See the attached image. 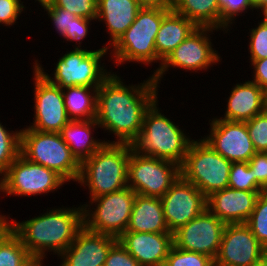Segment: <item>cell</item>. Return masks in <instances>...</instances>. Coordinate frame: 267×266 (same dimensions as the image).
<instances>
[{
	"label": "cell",
	"instance_id": "1",
	"mask_svg": "<svg viewBox=\"0 0 267 266\" xmlns=\"http://www.w3.org/2000/svg\"><path fill=\"white\" fill-rule=\"evenodd\" d=\"M120 77L113 72L98 87L95 120L104 132L115 135L110 143L131 144L141 131L146 110L158 98L160 86L152 75L136 85H126Z\"/></svg>",
	"mask_w": 267,
	"mask_h": 266
},
{
	"label": "cell",
	"instance_id": "2",
	"mask_svg": "<svg viewBox=\"0 0 267 266\" xmlns=\"http://www.w3.org/2000/svg\"><path fill=\"white\" fill-rule=\"evenodd\" d=\"M73 206L48 208L45 213L22 222L9 220L10 216L7 215L6 224L21 239L33 258L46 259L48 252L58 257L84 227L82 205Z\"/></svg>",
	"mask_w": 267,
	"mask_h": 266
},
{
	"label": "cell",
	"instance_id": "3",
	"mask_svg": "<svg viewBox=\"0 0 267 266\" xmlns=\"http://www.w3.org/2000/svg\"><path fill=\"white\" fill-rule=\"evenodd\" d=\"M158 104L157 98L146 110L141 131L131 143L132 148L139 154L169 160L180 166L194 139L162 114Z\"/></svg>",
	"mask_w": 267,
	"mask_h": 266
},
{
	"label": "cell",
	"instance_id": "4",
	"mask_svg": "<svg viewBox=\"0 0 267 266\" xmlns=\"http://www.w3.org/2000/svg\"><path fill=\"white\" fill-rule=\"evenodd\" d=\"M130 154L129 143H105L81 162L77 183L89 190L90 199L128 187Z\"/></svg>",
	"mask_w": 267,
	"mask_h": 266
},
{
	"label": "cell",
	"instance_id": "5",
	"mask_svg": "<svg viewBox=\"0 0 267 266\" xmlns=\"http://www.w3.org/2000/svg\"><path fill=\"white\" fill-rule=\"evenodd\" d=\"M170 10L159 6H143L132 25L109 50L110 61L113 59L114 66L125 62L150 66L159 62V68L162 61L155 50V39L163 17Z\"/></svg>",
	"mask_w": 267,
	"mask_h": 266
},
{
	"label": "cell",
	"instance_id": "6",
	"mask_svg": "<svg viewBox=\"0 0 267 266\" xmlns=\"http://www.w3.org/2000/svg\"><path fill=\"white\" fill-rule=\"evenodd\" d=\"M109 49L102 46L100 49H74L66 51L60 56L50 76L45 72L40 62L35 59L33 65L48 81L64 89L72 86H86L98 88L113 72L107 70L103 57ZM53 77V78H52Z\"/></svg>",
	"mask_w": 267,
	"mask_h": 266
},
{
	"label": "cell",
	"instance_id": "7",
	"mask_svg": "<svg viewBox=\"0 0 267 266\" xmlns=\"http://www.w3.org/2000/svg\"><path fill=\"white\" fill-rule=\"evenodd\" d=\"M20 153L31 162L55 171L66 182L78 180L81 163L60 133L22 128Z\"/></svg>",
	"mask_w": 267,
	"mask_h": 266
},
{
	"label": "cell",
	"instance_id": "8",
	"mask_svg": "<svg viewBox=\"0 0 267 266\" xmlns=\"http://www.w3.org/2000/svg\"><path fill=\"white\" fill-rule=\"evenodd\" d=\"M232 162L214 151L202 139H194L180 165V176L194 184L207 198L228 187Z\"/></svg>",
	"mask_w": 267,
	"mask_h": 266
},
{
	"label": "cell",
	"instance_id": "9",
	"mask_svg": "<svg viewBox=\"0 0 267 266\" xmlns=\"http://www.w3.org/2000/svg\"><path fill=\"white\" fill-rule=\"evenodd\" d=\"M135 196L136 193L130 187H126L84 202V227L92 232L119 238L128 227Z\"/></svg>",
	"mask_w": 267,
	"mask_h": 266
},
{
	"label": "cell",
	"instance_id": "10",
	"mask_svg": "<svg viewBox=\"0 0 267 266\" xmlns=\"http://www.w3.org/2000/svg\"><path fill=\"white\" fill-rule=\"evenodd\" d=\"M214 31L210 27H197L183 42H181L162 62L156 70L153 69L152 78L159 86L164 74L170 68L198 72L206 71L213 65L222 63L218 50L213 48L212 39ZM210 33V34H209ZM169 68V69H168Z\"/></svg>",
	"mask_w": 267,
	"mask_h": 266
},
{
	"label": "cell",
	"instance_id": "11",
	"mask_svg": "<svg viewBox=\"0 0 267 266\" xmlns=\"http://www.w3.org/2000/svg\"><path fill=\"white\" fill-rule=\"evenodd\" d=\"M67 183L55 171L31 162L21 153L0 177V193L8 197L53 193Z\"/></svg>",
	"mask_w": 267,
	"mask_h": 266
},
{
	"label": "cell",
	"instance_id": "12",
	"mask_svg": "<svg viewBox=\"0 0 267 266\" xmlns=\"http://www.w3.org/2000/svg\"><path fill=\"white\" fill-rule=\"evenodd\" d=\"M179 176L180 166L175 162L139 154L131 145L128 187L136 194L161 198Z\"/></svg>",
	"mask_w": 267,
	"mask_h": 266
},
{
	"label": "cell",
	"instance_id": "13",
	"mask_svg": "<svg viewBox=\"0 0 267 266\" xmlns=\"http://www.w3.org/2000/svg\"><path fill=\"white\" fill-rule=\"evenodd\" d=\"M32 70L34 121L26 127L59 133L71 121L64 106L62 88L48 81L34 66Z\"/></svg>",
	"mask_w": 267,
	"mask_h": 266
},
{
	"label": "cell",
	"instance_id": "14",
	"mask_svg": "<svg viewBox=\"0 0 267 266\" xmlns=\"http://www.w3.org/2000/svg\"><path fill=\"white\" fill-rule=\"evenodd\" d=\"M225 226V223L206 208L173 233L174 246L208 255L215 260L220 250Z\"/></svg>",
	"mask_w": 267,
	"mask_h": 266
},
{
	"label": "cell",
	"instance_id": "15",
	"mask_svg": "<svg viewBox=\"0 0 267 266\" xmlns=\"http://www.w3.org/2000/svg\"><path fill=\"white\" fill-rule=\"evenodd\" d=\"M209 125V134L201 136V139L228 161L248 162L257 152L249 137L246 122L214 117L209 120Z\"/></svg>",
	"mask_w": 267,
	"mask_h": 266
},
{
	"label": "cell",
	"instance_id": "16",
	"mask_svg": "<svg viewBox=\"0 0 267 266\" xmlns=\"http://www.w3.org/2000/svg\"><path fill=\"white\" fill-rule=\"evenodd\" d=\"M266 253L267 249L246 224H226L215 266H251Z\"/></svg>",
	"mask_w": 267,
	"mask_h": 266
},
{
	"label": "cell",
	"instance_id": "17",
	"mask_svg": "<svg viewBox=\"0 0 267 266\" xmlns=\"http://www.w3.org/2000/svg\"><path fill=\"white\" fill-rule=\"evenodd\" d=\"M160 199L170 233L177 231L207 208L203 193L181 176Z\"/></svg>",
	"mask_w": 267,
	"mask_h": 266
},
{
	"label": "cell",
	"instance_id": "18",
	"mask_svg": "<svg viewBox=\"0 0 267 266\" xmlns=\"http://www.w3.org/2000/svg\"><path fill=\"white\" fill-rule=\"evenodd\" d=\"M118 238L83 227L70 246L62 252L59 266H104L110 248Z\"/></svg>",
	"mask_w": 267,
	"mask_h": 266
},
{
	"label": "cell",
	"instance_id": "19",
	"mask_svg": "<svg viewBox=\"0 0 267 266\" xmlns=\"http://www.w3.org/2000/svg\"><path fill=\"white\" fill-rule=\"evenodd\" d=\"M227 187L206 198L207 209L225 224H245L260 193Z\"/></svg>",
	"mask_w": 267,
	"mask_h": 266
},
{
	"label": "cell",
	"instance_id": "20",
	"mask_svg": "<svg viewBox=\"0 0 267 266\" xmlns=\"http://www.w3.org/2000/svg\"><path fill=\"white\" fill-rule=\"evenodd\" d=\"M118 241L141 266H164L174 245L173 233L125 231Z\"/></svg>",
	"mask_w": 267,
	"mask_h": 266
},
{
	"label": "cell",
	"instance_id": "21",
	"mask_svg": "<svg viewBox=\"0 0 267 266\" xmlns=\"http://www.w3.org/2000/svg\"><path fill=\"white\" fill-rule=\"evenodd\" d=\"M229 93L224 117L218 119L247 122L266 110V92L251 80L234 84Z\"/></svg>",
	"mask_w": 267,
	"mask_h": 266
},
{
	"label": "cell",
	"instance_id": "22",
	"mask_svg": "<svg viewBox=\"0 0 267 266\" xmlns=\"http://www.w3.org/2000/svg\"><path fill=\"white\" fill-rule=\"evenodd\" d=\"M142 7L140 0H97L96 22H103L109 34V41L104 47L110 50L132 25Z\"/></svg>",
	"mask_w": 267,
	"mask_h": 266
},
{
	"label": "cell",
	"instance_id": "23",
	"mask_svg": "<svg viewBox=\"0 0 267 266\" xmlns=\"http://www.w3.org/2000/svg\"><path fill=\"white\" fill-rule=\"evenodd\" d=\"M97 127L99 128V125L95 119L71 120L59 132L80 163L92 156L105 143H110V140L105 141L93 136Z\"/></svg>",
	"mask_w": 267,
	"mask_h": 266
},
{
	"label": "cell",
	"instance_id": "24",
	"mask_svg": "<svg viewBox=\"0 0 267 266\" xmlns=\"http://www.w3.org/2000/svg\"><path fill=\"white\" fill-rule=\"evenodd\" d=\"M126 231L170 233L161 199L136 194Z\"/></svg>",
	"mask_w": 267,
	"mask_h": 266
},
{
	"label": "cell",
	"instance_id": "25",
	"mask_svg": "<svg viewBox=\"0 0 267 266\" xmlns=\"http://www.w3.org/2000/svg\"><path fill=\"white\" fill-rule=\"evenodd\" d=\"M196 28L192 21L171 9L163 17L155 39L158 58L163 62Z\"/></svg>",
	"mask_w": 267,
	"mask_h": 266
},
{
	"label": "cell",
	"instance_id": "26",
	"mask_svg": "<svg viewBox=\"0 0 267 266\" xmlns=\"http://www.w3.org/2000/svg\"><path fill=\"white\" fill-rule=\"evenodd\" d=\"M172 10L192 21L197 27L220 30L218 0H174Z\"/></svg>",
	"mask_w": 267,
	"mask_h": 266
},
{
	"label": "cell",
	"instance_id": "27",
	"mask_svg": "<svg viewBox=\"0 0 267 266\" xmlns=\"http://www.w3.org/2000/svg\"><path fill=\"white\" fill-rule=\"evenodd\" d=\"M98 88L72 86L62 89L64 106L70 120H91L96 118Z\"/></svg>",
	"mask_w": 267,
	"mask_h": 266
},
{
	"label": "cell",
	"instance_id": "28",
	"mask_svg": "<svg viewBox=\"0 0 267 266\" xmlns=\"http://www.w3.org/2000/svg\"><path fill=\"white\" fill-rule=\"evenodd\" d=\"M34 258L6 224L0 230V266H27Z\"/></svg>",
	"mask_w": 267,
	"mask_h": 266
},
{
	"label": "cell",
	"instance_id": "29",
	"mask_svg": "<svg viewBox=\"0 0 267 266\" xmlns=\"http://www.w3.org/2000/svg\"><path fill=\"white\" fill-rule=\"evenodd\" d=\"M21 150V129L9 130L0 121V176L19 156Z\"/></svg>",
	"mask_w": 267,
	"mask_h": 266
},
{
	"label": "cell",
	"instance_id": "30",
	"mask_svg": "<svg viewBox=\"0 0 267 266\" xmlns=\"http://www.w3.org/2000/svg\"><path fill=\"white\" fill-rule=\"evenodd\" d=\"M245 224L267 249V191L260 193L250 218Z\"/></svg>",
	"mask_w": 267,
	"mask_h": 266
},
{
	"label": "cell",
	"instance_id": "31",
	"mask_svg": "<svg viewBox=\"0 0 267 266\" xmlns=\"http://www.w3.org/2000/svg\"><path fill=\"white\" fill-rule=\"evenodd\" d=\"M218 2L221 12L220 31L222 30L224 34L230 32L237 16L246 14L250 9L252 12L255 10L251 0H218Z\"/></svg>",
	"mask_w": 267,
	"mask_h": 266
},
{
	"label": "cell",
	"instance_id": "32",
	"mask_svg": "<svg viewBox=\"0 0 267 266\" xmlns=\"http://www.w3.org/2000/svg\"><path fill=\"white\" fill-rule=\"evenodd\" d=\"M228 187L245 191H264L254 180L248 162H232Z\"/></svg>",
	"mask_w": 267,
	"mask_h": 266
},
{
	"label": "cell",
	"instance_id": "33",
	"mask_svg": "<svg viewBox=\"0 0 267 266\" xmlns=\"http://www.w3.org/2000/svg\"><path fill=\"white\" fill-rule=\"evenodd\" d=\"M164 266H215V261L208 255L178 249L173 245Z\"/></svg>",
	"mask_w": 267,
	"mask_h": 266
},
{
	"label": "cell",
	"instance_id": "34",
	"mask_svg": "<svg viewBox=\"0 0 267 266\" xmlns=\"http://www.w3.org/2000/svg\"><path fill=\"white\" fill-rule=\"evenodd\" d=\"M249 58L248 60H260L267 58V22L263 19L258 20V24L255 28L249 29Z\"/></svg>",
	"mask_w": 267,
	"mask_h": 266
},
{
	"label": "cell",
	"instance_id": "35",
	"mask_svg": "<svg viewBox=\"0 0 267 266\" xmlns=\"http://www.w3.org/2000/svg\"><path fill=\"white\" fill-rule=\"evenodd\" d=\"M249 137L257 152H267V110L246 122Z\"/></svg>",
	"mask_w": 267,
	"mask_h": 266
},
{
	"label": "cell",
	"instance_id": "36",
	"mask_svg": "<svg viewBox=\"0 0 267 266\" xmlns=\"http://www.w3.org/2000/svg\"><path fill=\"white\" fill-rule=\"evenodd\" d=\"M49 7L66 9L78 17L97 19V0H54Z\"/></svg>",
	"mask_w": 267,
	"mask_h": 266
},
{
	"label": "cell",
	"instance_id": "37",
	"mask_svg": "<svg viewBox=\"0 0 267 266\" xmlns=\"http://www.w3.org/2000/svg\"><path fill=\"white\" fill-rule=\"evenodd\" d=\"M44 12L46 11L48 14V18L52 21V25L54 26L59 36H63L64 34H72L73 20L77 18L75 14L70 13L66 9L58 8V7H45L43 8Z\"/></svg>",
	"mask_w": 267,
	"mask_h": 266
},
{
	"label": "cell",
	"instance_id": "38",
	"mask_svg": "<svg viewBox=\"0 0 267 266\" xmlns=\"http://www.w3.org/2000/svg\"><path fill=\"white\" fill-rule=\"evenodd\" d=\"M25 11L19 0H0V25L13 26Z\"/></svg>",
	"mask_w": 267,
	"mask_h": 266
},
{
	"label": "cell",
	"instance_id": "39",
	"mask_svg": "<svg viewBox=\"0 0 267 266\" xmlns=\"http://www.w3.org/2000/svg\"><path fill=\"white\" fill-rule=\"evenodd\" d=\"M104 266H141L117 241L109 250Z\"/></svg>",
	"mask_w": 267,
	"mask_h": 266
},
{
	"label": "cell",
	"instance_id": "40",
	"mask_svg": "<svg viewBox=\"0 0 267 266\" xmlns=\"http://www.w3.org/2000/svg\"><path fill=\"white\" fill-rule=\"evenodd\" d=\"M248 165L252 169L255 182L267 191V152H256Z\"/></svg>",
	"mask_w": 267,
	"mask_h": 266
},
{
	"label": "cell",
	"instance_id": "41",
	"mask_svg": "<svg viewBox=\"0 0 267 266\" xmlns=\"http://www.w3.org/2000/svg\"><path fill=\"white\" fill-rule=\"evenodd\" d=\"M94 22L96 20L86 19L82 17H77L73 20V27H72V34H64L62 37L63 40L69 41V42H76V45L74 44L73 49H82L81 43L82 41L87 38V34L90 32V28L92 25L91 22ZM89 30V31H88ZM79 42V43H78ZM78 44V46H77Z\"/></svg>",
	"mask_w": 267,
	"mask_h": 266
},
{
	"label": "cell",
	"instance_id": "42",
	"mask_svg": "<svg viewBox=\"0 0 267 266\" xmlns=\"http://www.w3.org/2000/svg\"><path fill=\"white\" fill-rule=\"evenodd\" d=\"M253 75L251 81L258 84L265 92H267V58L260 60H250Z\"/></svg>",
	"mask_w": 267,
	"mask_h": 266
},
{
	"label": "cell",
	"instance_id": "43",
	"mask_svg": "<svg viewBox=\"0 0 267 266\" xmlns=\"http://www.w3.org/2000/svg\"><path fill=\"white\" fill-rule=\"evenodd\" d=\"M143 6H159L172 9L174 0H140Z\"/></svg>",
	"mask_w": 267,
	"mask_h": 266
},
{
	"label": "cell",
	"instance_id": "44",
	"mask_svg": "<svg viewBox=\"0 0 267 266\" xmlns=\"http://www.w3.org/2000/svg\"><path fill=\"white\" fill-rule=\"evenodd\" d=\"M255 11L259 12L267 6V0H251ZM260 9V10H259Z\"/></svg>",
	"mask_w": 267,
	"mask_h": 266
},
{
	"label": "cell",
	"instance_id": "45",
	"mask_svg": "<svg viewBox=\"0 0 267 266\" xmlns=\"http://www.w3.org/2000/svg\"><path fill=\"white\" fill-rule=\"evenodd\" d=\"M44 260L43 259H36L34 258L32 261H30L27 266H44Z\"/></svg>",
	"mask_w": 267,
	"mask_h": 266
},
{
	"label": "cell",
	"instance_id": "46",
	"mask_svg": "<svg viewBox=\"0 0 267 266\" xmlns=\"http://www.w3.org/2000/svg\"><path fill=\"white\" fill-rule=\"evenodd\" d=\"M54 0H35V2H38L42 7L45 8L48 6H51L53 4Z\"/></svg>",
	"mask_w": 267,
	"mask_h": 266
},
{
	"label": "cell",
	"instance_id": "47",
	"mask_svg": "<svg viewBox=\"0 0 267 266\" xmlns=\"http://www.w3.org/2000/svg\"><path fill=\"white\" fill-rule=\"evenodd\" d=\"M7 216L2 214L0 211V230L6 225Z\"/></svg>",
	"mask_w": 267,
	"mask_h": 266
},
{
	"label": "cell",
	"instance_id": "48",
	"mask_svg": "<svg viewBox=\"0 0 267 266\" xmlns=\"http://www.w3.org/2000/svg\"><path fill=\"white\" fill-rule=\"evenodd\" d=\"M251 266H267V256H265L259 262L252 264Z\"/></svg>",
	"mask_w": 267,
	"mask_h": 266
},
{
	"label": "cell",
	"instance_id": "49",
	"mask_svg": "<svg viewBox=\"0 0 267 266\" xmlns=\"http://www.w3.org/2000/svg\"><path fill=\"white\" fill-rule=\"evenodd\" d=\"M261 13H262V14H261ZM260 14H261L262 16H260ZM259 16L262 17L263 20H264L265 22H267V6H266L265 8H263V9L261 10V12H259Z\"/></svg>",
	"mask_w": 267,
	"mask_h": 266
},
{
	"label": "cell",
	"instance_id": "50",
	"mask_svg": "<svg viewBox=\"0 0 267 266\" xmlns=\"http://www.w3.org/2000/svg\"><path fill=\"white\" fill-rule=\"evenodd\" d=\"M21 3H22V5H23V7H24V9L26 10V6L23 4L24 3V1H22V0H19Z\"/></svg>",
	"mask_w": 267,
	"mask_h": 266
},
{
	"label": "cell",
	"instance_id": "51",
	"mask_svg": "<svg viewBox=\"0 0 267 266\" xmlns=\"http://www.w3.org/2000/svg\"><path fill=\"white\" fill-rule=\"evenodd\" d=\"M266 110H267V92H266Z\"/></svg>",
	"mask_w": 267,
	"mask_h": 266
}]
</instances>
